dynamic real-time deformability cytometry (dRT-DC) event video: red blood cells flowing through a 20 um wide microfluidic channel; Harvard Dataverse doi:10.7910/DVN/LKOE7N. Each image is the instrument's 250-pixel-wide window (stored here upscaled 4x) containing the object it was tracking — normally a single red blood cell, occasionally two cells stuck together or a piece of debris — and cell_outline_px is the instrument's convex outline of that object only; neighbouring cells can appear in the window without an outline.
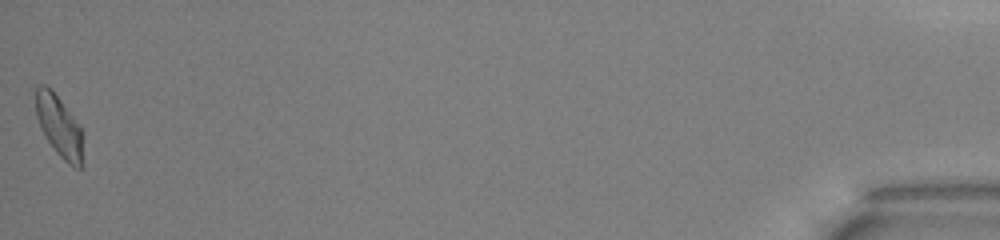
{"species": "common noctule bat (a hibernating species)", "species_latin": "Nyctalus noctula", "temperature_condition": "warm", "stored_images_in_passage": 45, "camera_frame_rate_fps": 3000, "um_per_image_px": 0.085, "animal": {"sex": "male", "body_mass_g": 13.0, "forearm_length_mm": 53.1}, "frame": {"image": 1, "passage_image": 45, "time_ms": 14.667, "image_size_px": [1000, 240], "cell_outline_px": [[84, 164], [80, 168], [76, 168], [68, 164], [56, 152], [40, 128], [36, 116], [32, 88], [36, 84], [44, 84], [52, 88], [84, 132]], "centroid_in_image_um": [5.02, 10.69], "position_along_channel_um": 430.2, "area_um2": 17.86}, "authors_computed_cell_mechanics": {"area_um2": 17.3978, "velocity_mm_per_s": 3.9574, "shape_relaxation_time_tau1_ms": 10.9449, "shape_relaxation_time_tau2_ms": 2.8851, "deformation_change_tau1": 0.2475, "deformation_change_tau2": 0.0869}}